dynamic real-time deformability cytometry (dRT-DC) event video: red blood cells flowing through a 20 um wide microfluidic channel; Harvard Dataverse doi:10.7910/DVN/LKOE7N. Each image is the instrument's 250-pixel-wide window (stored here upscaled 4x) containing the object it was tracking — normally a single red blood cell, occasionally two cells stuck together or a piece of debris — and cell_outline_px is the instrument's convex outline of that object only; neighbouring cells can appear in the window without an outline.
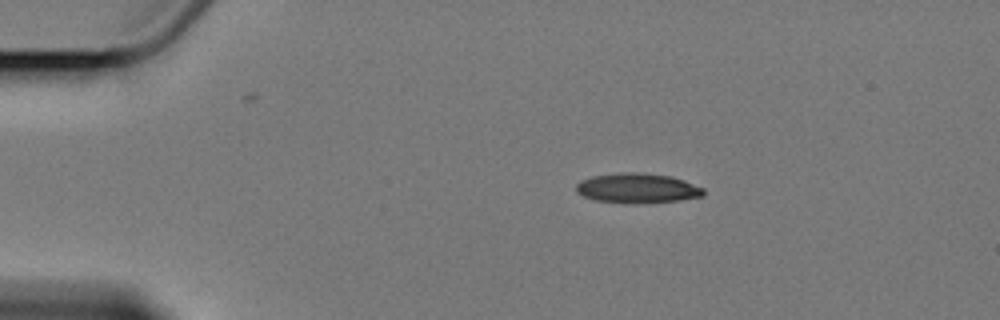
{"species": "Egyptian fruit bat (a non-hibernating species)", "species_latin": "Rousettus aegyptiacus", "temperature_condition": "cold", "stored_images_in_passage": 3, "camera_frame_rate_fps": 3000, "um_per_image_px": 0.085, "animal": {"sex": "female"}, "frame": {"image": 1, "passage_image": 1, "time_ms": 0.0, "image_size_px": [1000, 320], "cell_outline_px": [[704, 196], [680, 200], [636, 204], [624, 204], [596, 200], [584, 196], [576, 192], [576, 184], [580, 180], [592, 176], [624, 172], [632, 172], [672, 176], [684, 180], [704, 188]], "centroid_in_image_um": [54.17, 16.01], "position_along_channel_um": 30.8, "area_um2": 22.31}}